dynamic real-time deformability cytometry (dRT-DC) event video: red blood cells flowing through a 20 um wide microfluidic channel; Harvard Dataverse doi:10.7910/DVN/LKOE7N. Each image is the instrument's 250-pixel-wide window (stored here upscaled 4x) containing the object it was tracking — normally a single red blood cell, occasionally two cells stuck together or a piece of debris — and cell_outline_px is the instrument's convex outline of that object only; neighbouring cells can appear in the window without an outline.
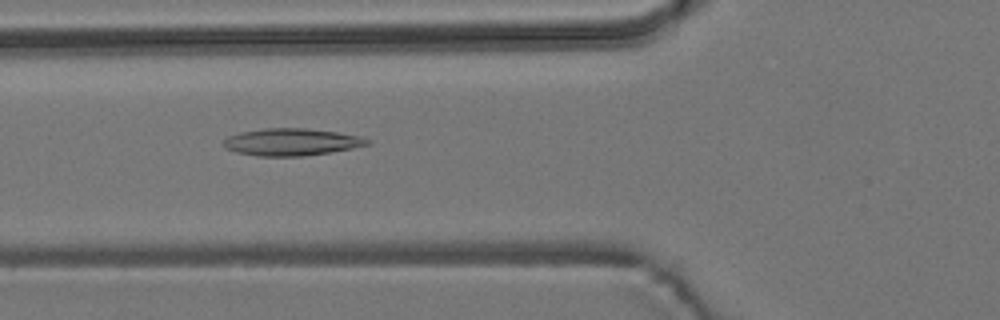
{"species": "common noctule bat (a hibernating species)", "species_latin": "Nyctalus noctula", "temperature_condition": "room temperature", "stored_images_in_passage": 45, "camera_frame_rate_fps": 3000, "um_per_image_px": 0.085, "animal": {"sex": "male", "body_mass_g": 19.2, "forearm_length_mm": 51.8}, "frame": {"image": 1, "passage_image": 11, "time_ms": 3.333, "image_size_px": [1000, 320], "cell_outline_px": [[372, 144], [352, 148], [328, 152], [300, 156], [256, 156], [236, 152], [224, 148], [224, 140], [228, 136], [240, 132], [264, 128], [304, 128], [336, 132], [364, 136], [372, 140]], "centroid_in_image_um": [24.8, 12.06], "position_along_channel_um": 101.0, "area_um2": 22.83}}
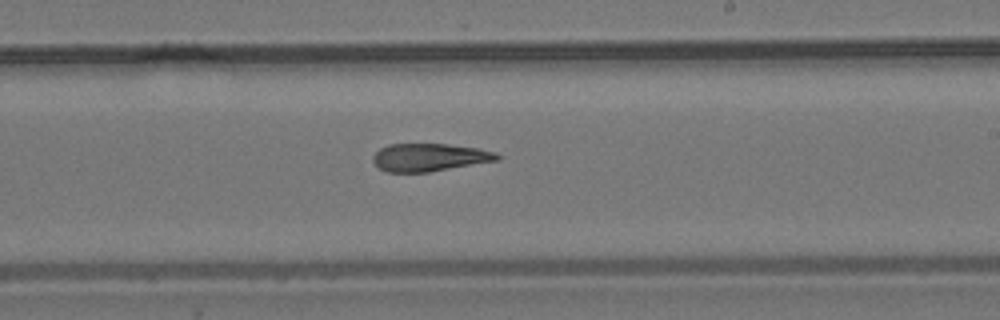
{"frame": {"image": 2, "passage_image": 23, "time_ms": 7.333, "image_size_px": [1000, 320], "cell_outline_px": [[500, 160], [428, 172], [388, 172], [380, 168], [372, 160], [372, 156], [380, 148], [388, 144], [448, 144], [480, 148], [496, 152], [500, 156]], "centroid_in_image_um": [36.53, 13.37], "position_along_channel_um": 252.5, "area_um2": 20.17}}
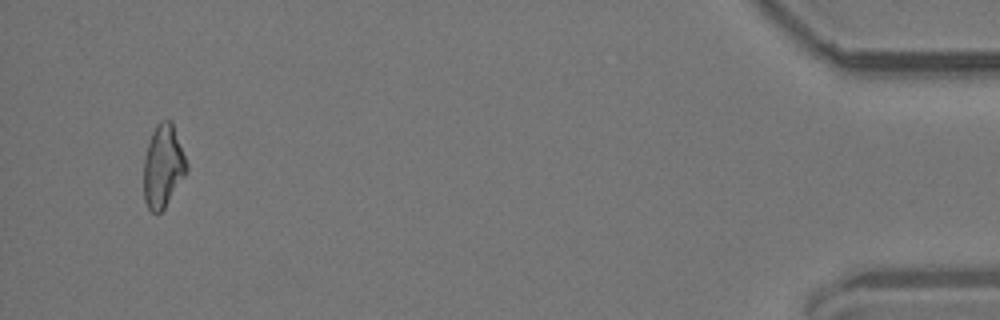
{"frame": {"image": 3, "passage_image": 43, "time_ms": 14.0, "image_size_px": [1000, 320], "cell_outline_px": [[188, 172], [164, 208], [160, 212], [152, 212], [148, 208], [144, 200], [144, 156], [152, 132], [156, 124], [160, 120], [172, 120], [188, 164]], "centroid_in_image_um": [13.87, 14.1], "position_along_channel_um": 421.3, "area_um2": 20.87}, "authors_computed_cell_mechanics": {"area_um2": 20.9814, "velocity_mm_per_s": 3.7795, "shape_relaxation_time_tau1_ms": null, "shape_relaxation_time_tau2_ms": 6.0993, "deformation_change_tau1": null, "deformation_change_tau2": 0.1791}}